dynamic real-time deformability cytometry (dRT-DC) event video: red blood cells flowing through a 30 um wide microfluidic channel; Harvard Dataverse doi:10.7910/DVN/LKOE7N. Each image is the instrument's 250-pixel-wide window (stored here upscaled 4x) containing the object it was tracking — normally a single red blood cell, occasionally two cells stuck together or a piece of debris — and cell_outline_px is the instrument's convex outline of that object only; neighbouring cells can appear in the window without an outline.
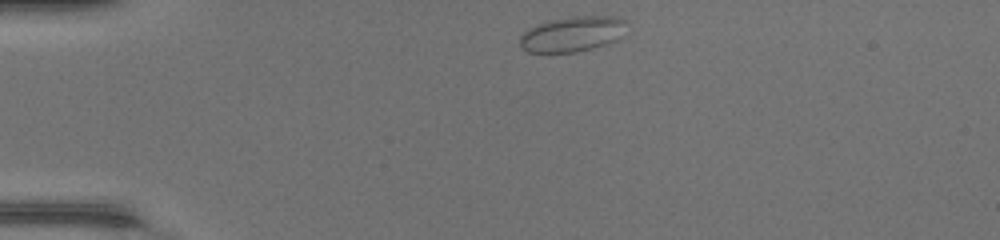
{"species": "common noctule bat (a hibernating species)", "species_latin": "Nyctalus noctula", "temperature_condition": "warm", "stored_images_in_passage": 38, "camera_frame_rate_fps": 3000, "um_per_image_px": 0.085, "animal": {"sex": "female", "body_mass_g": 17.0, "forearm_length_mm": 48.0}, "frame": {"image": 1, "passage_image": 1, "time_ms": 0.0, "image_size_px": [1000, 240], "cell_outline_px": [[628, 24], [620, 36], [616, 40], [592, 48], [576, 52], [528, 52], [520, 48], [520, 36], [528, 28], [536, 24], [548, 20], [572, 16], [616, 16], [628, 20]], "centroid_in_image_um": [48.65, 2.87], "position_along_channel_um": 36.4, "area_um2": 22.14}}
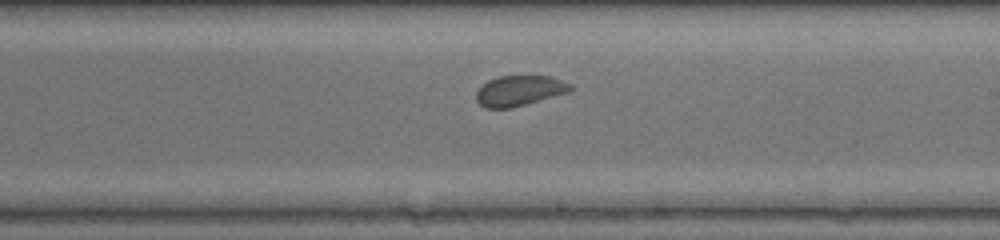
{"frame": {"image": 2, "passage_image": 19, "time_ms": 6.0, "image_size_px": [1000, 240], "cell_outline_px": [[572, 92], [508, 108], [484, 108], [476, 100], [476, 92], [488, 80], [500, 76], [548, 76], [572, 84]], "centroid_in_image_um": [44.17, 7.71], "position_along_channel_um": 244.8, "area_um2": 16.53}}
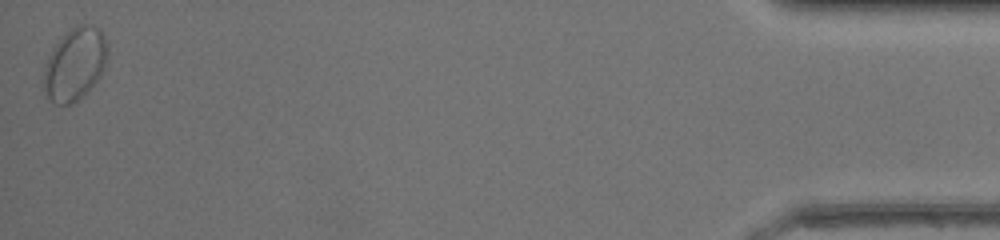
{"frame": {"image": 3, "passage_image": 38, "time_ms": 12.333, "image_size_px": [1000, 240], "cell_outline_px": [[108, 48], [104, 68], [100, 76], [88, 92], [72, 104], [56, 104], [44, 92], [44, 68], [48, 56], [56, 44], [76, 24], [88, 24], [100, 28], [104, 32]], "centroid_in_image_um": [6.4, 5.44], "position_along_channel_um": 428.8, "area_um2": 26.93}}